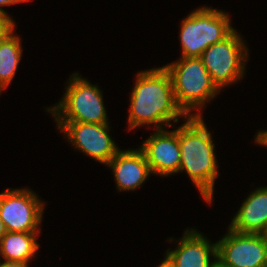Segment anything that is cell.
<instances>
[{
  "instance_id": "7a4b0ae2",
  "label": "cell",
  "mask_w": 267,
  "mask_h": 267,
  "mask_svg": "<svg viewBox=\"0 0 267 267\" xmlns=\"http://www.w3.org/2000/svg\"><path fill=\"white\" fill-rule=\"evenodd\" d=\"M178 127L179 172H186L206 204H212L215 179L220 176L215 144L202 116L187 117Z\"/></svg>"
},
{
  "instance_id": "ba28073f",
  "label": "cell",
  "mask_w": 267,
  "mask_h": 267,
  "mask_svg": "<svg viewBox=\"0 0 267 267\" xmlns=\"http://www.w3.org/2000/svg\"><path fill=\"white\" fill-rule=\"evenodd\" d=\"M59 131L77 149L102 164H107L121 149L110 136L109 124L55 122ZM110 128V129H109Z\"/></svg>"
},
{
  "instance_id": "4fadbf2b",
  "label": "cell",
  "mask_w": 267,
  "mask_h": 267,
  "mask_svg": "<svg viewBox=\"0 0 267 267\" xmlns=\"http://www.w3.org/2000/svg\"><path fill=\"white\" fill-rule=\"evenodd\" d=\"M250 192L229 227L241 233L262 234L267 227V186Z\"/></svg>"
},
{
  "instance_id": "e0dca14e",
  "label": "cell",
  "mask_w": 267,
  "mask_h": 267,
  "mask_svg": "<svg viewBox=\"0 0 267 267\" xmlns=\"http://www.w3.org/2000/svg\"><path fill=\"white\" fill-rule=\"evenodd\" d=\"M255 135V143L267 147V130H259Z\"/></svg>"
},
{
  "instance_id": "2e32d148",
  "label": "cell",
  "mask_w": 267,
  "mask_h": 267,
  "mask_svg": "<svg viewBox=\"0 0 267 267\" xmlns=\"http://www.w3.org/2000/svg\"><path fill=\"white\" fill-rule=\"evenodd\" d=\"M16 27L15 21L9 15L0 13V40Z\"/></svg>"
},
{
  "instance_id": "30bf717a",
  "label": "cell",
  "mask_w": 267,
  "mask_h": 267,
  "mask_svg": "<svg viewBox=\"0 0 267 267\" xmlns=\"http://www.w3.org/2000/svg\"><path fill=\"white\" fill-rule=\"evenodd\" d=\"M176 128L173 131L156 129L139 147L145 154L152 174L162 178L179 173L181 149Z\"/></svg>"
},
{
  "instance_id": "44dd1931",
  "label": "cell",
  "mask_w": 267,
  "mask_h": 267,
  "mask_svg": "<svg viewBox=\"0 0 267 267\" xmlns=\"http://www.w3.org/2000/svg\"><path fill=\"white\" fill-rule=\"evenodd\" d=\"M6 228L4 226V223L3 221L1 220V217H0V240L2 238V236L6 233Z\"/></svg>"
},
{
  "instance_id": "d6986e66",
  "label": "cell",
  "mask_w": 267,
  "mask_h": 267,
  "mask_svg": "<svg viewBox=\"0 0 267 267\" xmlns=\"http://www.w3.org/2000/svg\"><path fill=\"white\" fill-rule=\"evenodd\" d=\"M0 267H29V263L4 260L3 262H0Z\"/></svg>"
},
{
  "instance_id": "7402d4cb",
  "label": "cell",
  "mask_w": 267,
  "mask_h": 267,
  "mask_svg": "<svg viewBox=\"0 0 267 267\" xmlns=\"http://www.w3.org/2000/svg\"><path fill=\"white\" fill-rule=\"evenodd\" d=\"M156 267H173L166 258H164L162 260V263L159 264V266H156Z\"/></svg>"
},
{
  "instance_id": "277c9868",
  "label": "cell",
  "mask_w": 267,
  "mask_h": 267,
  "mask_svg": "<svg viewBox=\"0 0 267 267\" xmlns=\"http://www.w3.org/2000/svg\"><path fill=\"white\" fill-rule=\"evenodd\" d=\"M79 74L72 73L62 99L46 110L54 116L55 122L109 124L102 91Z\"/></svg>"
},
{
  "instance_id": "5bb4252c",
  "label": "cell",
  "mask_w": 267,
  "mask_h": 267,
  "mask_svg": "<svg viewBox=\"0 0 267 267\" xmlns=\"http://www.w3.org/2000/svg\"><path fill=\"white\" fill-rule=\"evenodd\" d=\"M41 232H6L0 240L3 260L30 263L39 250L37 237Z\"/></svg>"
},
{
  "instance_id": "9c48e42d",
  "label": "cell",
  "mask_w": 267,
  "mask_h": 267,
  "mask_svg": "<svg viewBox=\"0 0 267 267\" xmlns=\"http://www.w3.org/2000/svg\"><path fill=\"white\" fill-rule=\"evenodd\" d=\"M217 258L230 267H267V242L263 234L241 233L228 226L217 242Z\"/></svg>"
},
{
  "instance_id": "cb8c5ba5",
  "label": "cell",
  "mask_w": 267,
  "mask_h": 267,
  "mask_svg": "<svg viewBox=\"0 0 267 267\" xmlns=\"http://www.w3.org/2000/svg\"><path fill=\"white\" fill-rule=\"evenodd\" d=\"M3 90L5 89L0 85V94L2 93Z\"/></svg>"
},
{
  "instance_id": "ac0fdd59",
  "label": "cell",
  "mask_w": 267,
  "mask_h": 267,
  "mask_svg": "<svg viewBox=\"0 0 267 267\" xmlns=\"http://www.w3.org/2000/svg\"><path fill=\"white\" fill-rule=\"evenodd\" d=\"M31 0H0V13L8 15V13L2 9L1 7L3 6H13L14 4H18V3H25Z\"/></svg>"
},
{
  "instance_id": "52a82bcc",
  "label": "cell",
  "mask_w": 267,
  "mask_h": 267,
  "mask_svg": "<svg viewBox=\"0 0 267 267\" xmlns=\"http://www.w3.org/2000/svg\"><path fill=\"white\" fill-rule=\"evenodd\" d=\"M45 206L27 187L0 193V217L8 232H40Z\"/></svg>"
},
{
  "instance_id": "8fae6325",
  "label": "cell",
  "mask_w": 267,
  "mask_h": 267,
  "mask_svg": "<svg viewBox=\"0 0 267 267\" xmlns=\"http://www.w3.org/2000/svg\"><path fill=\"white\" fill-rule=\"evenodd\" d=\"M175 241H179L177 247L174 250L168 249L165 254L173 267H212L217 257L216 242L211 243L194 228L186 229L183 236Z\"/></svg>"
},
{
  "instance_id": "6da1fadb",
  "label": "cell",
  "mask_w": 267,
  "mask_h": 267,
  "mask_svg": "<svg viewBox=\"0 0 267 267\" xmlns=\"http://www.w3.org/2000/svg\"><path fill=\"white\" fill-rule=\"evenodd\" d=\"M130 96L128 130L150 125L153 129L172 127L171 121L179 122L188 117L177 105L170 74L164 66L142 70L134 79Z\"/></svg>"
},
{
  "instance_id": "603a6c76",
  "label": "cell",
  "mask_w": 267,
  "mask_h": 267,
  "mask_svg": "<svg viewBox=\"0 0 267 267\" xmlns=\"http://www.w3.org/2000/svg\"><path fill=\"white\" fill-rule=\"evenodd\" d=\"M262 234H263V236H264V238H265V240L267 242V227H266L265 231Z\"/></svg>"
},
{
  "instance_id": "8992f818",
  "label": "cell",
  "mask_w": 267,
  "mask_h": 267,
  "mask_svg": "<svg viewBox=\"0 0 267 267\" xmlns=\"http://www.w3.org/2000/svg\"><path fill=\"white\" fill-rule=\"evenodd\" d=\"M234 30L227 38L210 45L200 56L213 82L222 90L245 76L249 49Z\"/></svg>"
},
{
  "instance_id": "7c38bea8",
  "label": "cell",
  "mask_w": 267,
  "mask_h": 267,
  "mask_svg": "<svg viewBox=\"0 0 267 267\" xmlns=\"http://www.w3.org/2000/svg\"><path fill=\"white\" fill-rule=\"evenodd\" d=\"M113 172L117 190H137L152 174L145 154L137 149L120 150L107 164Z\"/></svg>"
},
{
  "instance_id": "ffe728a7",
  "label": "cell",
  "mask_w": 267,
  "mask_h": 267,
  "mask_svg": "<svg viewBox=\"0 0 267 267\" xmlns=\"http://www.w3.org/2000/svg\"><path fill=\"white\" fill-rule=\"evenodd\" d=\"M212 267H230L221 262L217 257L214 259Z\"/></svg>"
},
{
  "instance_id": "9a60e30c",
  "label": "cell",
  "mask_w": 267,
  "mask_h": 267,
  "mask_svg": "<svg viewBox=\"0 0 267 267\" xmlns=\"http://www.w3.org/2000/svg\"><path fill=\"white\" fill-rule=\"evenodd\" d=\"M15 28L0 40V85H11L22 57L21 39Z\"/></svg>"
},
{
  "instance_id": "3957f363",
  "label": "cell",
  "mask_w": 267,
  "mask_h": 267,
  "mask_svg": "<svg viewBox=\"0 0 267 267\" xmlns=\"http://www.w3.org/2000/svg\"><path fill=\"white\" fill-rule=\"evenodd\" d=\"M164 67L170 74L177 105L188 117L202 116L206 102L221 92L200 57H180Z\"/></svg>"
},
{
  "instance_id": "5b68a950",
  "label": "cell",
  "mask_w": 267,
  "mask_h": 267,
  "mask_svg": "<svg viewBox=\"0 0 267 267\" xmlns=\"http://www.w3.org/2000/svg\"><path fill=\"white\" fill-rule=\"evenodd\" d=\"M180 28L181 57H200L210 45L224 40L235 30L228 13L204 5L192 10Z\"/></svg>"
}]
</instances>
